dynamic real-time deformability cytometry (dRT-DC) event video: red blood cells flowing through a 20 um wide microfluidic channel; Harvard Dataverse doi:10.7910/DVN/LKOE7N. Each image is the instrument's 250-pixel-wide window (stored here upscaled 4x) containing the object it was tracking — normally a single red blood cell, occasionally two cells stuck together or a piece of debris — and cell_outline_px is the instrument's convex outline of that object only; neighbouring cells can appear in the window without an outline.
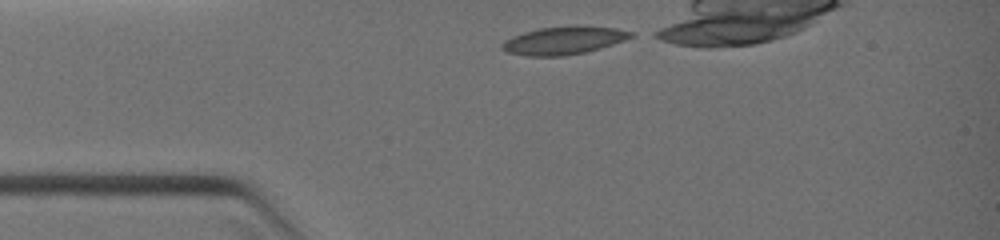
{"species": "common noctule bat (a hibernating species)", "species_latin": "Nyctalus noctula", "temperature_condition": "warm", "stored_images_in_passage": 2, "camera_frame_rate_fps": 3000, "um_per_image_px": 0.085, "animal": {"sex": "female", "body_mass_g": 19.0, "forearm_length_mm": 51.5}, "frame": {"image": 1, "passage_image": 1, "time_ms": 0.0, "image_size_px": [1000, 240], "cell_outline_px": [[636, 36], [600, 48], [584, 52], [564, 56], [528, 56], [508, 52], [500, 48], [500, 44], [504, 40], [512, 36], [524, 32], [540, 28], [580, 24], [616, 28], [636, 32]], "centroid_in_image_um": [47.95, 3.41], "position_along_channel_um": 37.0, "area_um2": 21.33}}